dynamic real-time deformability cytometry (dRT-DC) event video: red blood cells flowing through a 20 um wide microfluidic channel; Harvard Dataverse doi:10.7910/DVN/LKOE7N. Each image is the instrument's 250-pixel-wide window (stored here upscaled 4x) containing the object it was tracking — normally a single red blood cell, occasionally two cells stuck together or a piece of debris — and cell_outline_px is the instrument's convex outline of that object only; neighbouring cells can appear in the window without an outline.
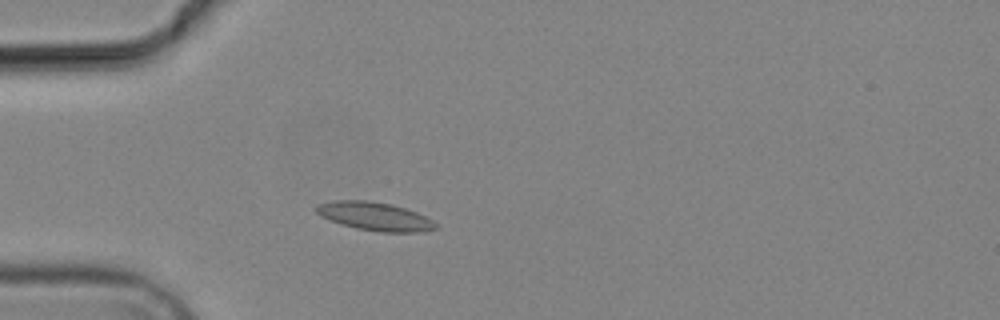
{"species": "common noctule bat (a hibernating species)", "species_latin": "Nyctalus noctula", "temperature_condition": "cold", "stored_images_in_passage": 4, "camera_frame_rate_fps": 3000, "um_per_image_px": 0.085, "animal": {"sex": "male", "body_mass_g": 19.2, "forearm_length_mm": 51.8}, "frame": {"image": 1, "passage_image": 3, "time_ms": 3.333, "image_size_px": [1000, 320], "cell_outline_px": [[440, 228], [420, 232], [380, 232], [356, 228], [340, 224], [328, 220], [320, 216], [316, 212], [316, 204], [336, 200], [368, 200], [392, 204], [416, 212], [440, 224]], "centroid_in_image_um": [31.87, 18.39], "position_along_channel_um": 53.1, "area_um2": 20.0}}